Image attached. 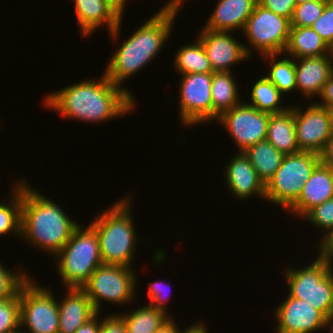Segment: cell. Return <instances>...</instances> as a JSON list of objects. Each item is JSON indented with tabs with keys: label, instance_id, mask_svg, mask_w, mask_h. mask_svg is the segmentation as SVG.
Instances as JSON below:
<instances>
[{
	"label": "cell",
	"instance_id": "6da1fadb",
	"mask_svg": "<svg viewBox=\"0 0 333 333\" xmlns=\"http://www.w3.org/2000/svg\"><path fill=\"white\" fill-rule=\"evenodd\" d=\"M131 93L114 85L103 73L99 80L85 79L51 92L44 98V105L63 117L94 124L132 111L136 102Z\"/></svg>",
	"mask_w": 333,
	"mask_h": 333
},
{
	"label": "cell",
	"instance_id": "7a4b0ae2",
	"mask_svg": "<svg viewBox=\"0 0 333 333\" xmlns=\"http://www.w3.org/2000/svg\"><path fill=\"white\" fill-rule=\"evenodd\" d=\"M49 197L22 182L21 237L55 257L79 226Z\"/></svg>",
	"mask_w": 333,
	"mask_h": 333
},
{
	"label": "cell",
	"instance_id": "3957f363",
	"mask_svg": "<svg viewBox=\"0 0 333 333\" xmlns=\"http://www.w3.org/2000/svg\"><path fill=\"white\" fill-rule=\"evenodd\" d=\"M178 13L158 11L124 41L110 58L106 77L121 87L129 77L142 70L159 53L171 36ZM164 44V45H163Z\"/></svg>",
	"mask_w": 333,
	"mask_h": 333
},
{
	"label": "cell",
	"instance_id": "277c9868",
	"mask_svg": "<svg viewBox=\"0 0 333 333\" xmlns=\"http://www.w3.org/2000/svg\"><path fill=\"white\" fill-rule=\"evenodd\" d=\"M130 200L129 196L121 198L90 223L98 237L103 264L132 267L138 236Z\"/></svg>",
	"mask_w": 333,
	"mask_h": 333
},
{
	"label": "cell",
	"instance_id": "5b68a950",
	"mask_svg": "<svg viewBox=\"0 0 333 333\" xmlns=\"http://www.w3.org/2000/svg\"><path fill=\"white\" fill-rule=\"evenodd\" d=\"M57 257V270L63 285L66 288H82L103 264L95 230L90 225L86 228L79 225Z\"/></svg>",
	"mask_w": 333,
	"mask_h": 333
},
{
	"label": "cell",
	"instance_id": "8992f818",
	"mask_svg": "<svg viewBox=\"0 0 333 333\" xmlns=\"http://www.w3.org/2000/svg\"><path fill=\"white\" fill-rule=\"evenodd\" d=\"M333 264L320 259L304 268L285 269L289 295L307 301L320 310L329 320L333 316Z\"/></svg>",
	"mask_w": 333,
	"mask_h": 333
},
{
	"label": "cell",
	"instance_id": "52a82bcc",
	"mask_svg": "<svg viewBox=\"0 0 333 333\" xmlns=\"http://www.w3.org/2000/svg\"><path fill=\"white\" fill-rule=\"evenodd\" d=\"M320 163V155L299 151L284 155L280 167L265 185V199L287 210L299 197L303 184Z\"/></svg>",
	"mask_w": 333,
	"mask_h": 333
},
{
	"label": "cell",
	"instance_id": "ba28073f",
	"mask_svg": "<svg viewBox=\"0 0 333 333\" xmlns=\"http://www.w3.org/2000/svg\"><path fill=\"white\" fill-rule=\"evenodd\" d=\"M136 283L137 276L132 267L102 264L92 273L82 289L99 313L102 306L101 300L114 305L132 302Z\"/></svg>",
	"mask_w": 333,
	"mask_h": 333
},
{
	"label": "cell",
	"instance_id": "9c48e42d",
	"mask_svg": "<svg viewBox=\"0 0 333 333\" xmlns=\"http://www.w3.org/2000/svg\"><path fill=\"white\" fill-rule=\"evenodd\" d=\"M48 287H42L29 277L20 288V328L26 333H58L59 308Z\"/></svg>",
	"mask_w": 333,
	"mask_h": 333
},
{
	"label": "cell",
	"instance_id": "30bf717a",
	"mask_svg": "<svg viewBox=\"0 0 333 333\" xmlns=\"http://www.w3.org/2000/svg\"><path fill=\"white\" fill-rule=\"evenodd\" d=\"M290 20L256 4L243 29L248 43L261 56L284 55L290 33Z\"/></svg>",
	"mask_w": 333,
	"mask_h": 333
},
{
	"label": "cell",
	"instance_id": "8fae6325",
	"mask_svg": "<svg viewBox=\"0 0 333 333\" xmlns=\"http://www.w3.org/2000/svg\"><path fill=\"white\" fill-rule=\"evenodd\" d=\"M181 76L178 87L181 124L191 127L213 120L212 73H187Z\"/></svg>",
	"mask_w": 333,
	"mask_h": 333
},
{
	"label": "cell",
	"instance_id": "7c38bea8",
	"mask_svg": "<svg viewBox=\"0 0 333 333\" xmlns=\"http://www.w3.org/2000/svg\"><path fill=\"white\" fill-rule=\"evenodd\" d=\"M270 114L259 111L245 102L223 112L217 119L230 133L240 152L265 140Z\"/></svg>",
	"mask_w": 333,
	"mask_h": 333
},
{
	"label": "cell",
	"instance_id": "4fadbf2b",
	"mask_svg": "<svg viewBox=\"0 0 333 333\" xmlns=\"http://www.w3.org/2000/svg\"><path fill=\"white\" fill-rule=\"evenodd\" d=\"M295 106L294 120L299 150L320 154L333 133L332 112L315 102L307 109Z\"/></svg>",
	"mask_w": 333,
	"mask_h": 333
},
{
	"label": "cell",
	"instance_id": "5bb4252c",
	"mask_svg": "<svg viewBox=\"0 0 333 333\" xmlns=\"http://www.w3.org/2000/svg\"><path fill=\"white\" fill-rule=\"evenodd\" d=\"M198 34L214 72L231 71L230 66L247 60L253 52L250 46L238 42L230 31L202 28Z\"/></svg>",
	"mask_w": 333,
	"mask_h": 333
},
{
	"label": "cell",
	"instance_id": "9a60e30c",
	"mask_svg": "<svg viewBox=\"0 0 333 333\" xmlns=\"http://www.w3.org/2000/svg\"><path fill=\"white\" fill-rule=\"evenodd\" d=\"M276 333H313L329 327L330 320L307 301L290 295L276 309Z\"/></svg>",
	"mask_w": 333,
	"mask_h": 333
},
{
	"label": "cell",
	"instance_id": "2e32d148",
	"mask_svg": "<svg viewBox=\"0 0 333 333\" xmlns=\"http://www.w3.org/2000/svg\"><path fill=\"white\" fill-rule=\"evenodd\" d=\"M81 36H89L106 24L111 38L118 39L122 17L105 0H73ZM113 36V37H112Z\"/></svg>",
	"mask_w": 333,
	"mask_h": 333
},
{
	"label": "cell",
	"instance_id": "e0dca14e",
	"mask_svg": "<svg viewBox=\"0 0 333 333\" xmlns=\"http://www.w3.org/2000/svg\"><path fill=\"white\" fill-rule=\"evenodd\" d=\"M226 165L224 174L228 189L235 197L246 200L251 196L265 200V184L244 152H237Z\"/></svg>",
	"mask_w": 333,
	"mask_h": 333
},
{
	"label": "cell",
	"instance_id": "ac0fdd59",
	"mask_svg": "<svg viewBox=\"0 0 333 333\" xmlns=\"http://www.w3.org/2000/svg\"><path fill=\"white\" fill-rule=\"evenodd\" d=\"M331 198H333V173L320 162L303 184L298 199L287 210L303 218L312 208Z\"/></svg>",
	"mask_w": 333,
	"mask_h": 333
},
{
	"label": "cell",
	"instance_id": "d6986e66",
	"mask_svg": "<svg viewBox=\"0 0 333 333\" xmlns=\"http://www.w3.org/2000/svg\"><path fill=\"white\" fill-rule=\"evenodd\" d=\"M332 54L295 59L296 90L308 99L321 94L332 75Z\"/></svg>",
	"mask_w": 333,
	"mask_h": 333
},
{
	"label": "cell",
	"instance_id": "ffe728a7",
	"mask_svg": "<svg viewBox=\"0 0 333 333\" xmlns=\"http://www.w3.org/2000/svg\"><path fill=\"white\" fill-rule=\"evenodd\" d=\"M67 289L64 299L57 300L59 308L58 333H75L79 327L98 313L82 288Z\"/></svg>",
	"mask_w": 333,
	"mask_h": 333
},
{
	"label": "cell",
	"instance_id": "44dd1931",
	"mask_svg": "<svg viewBox=\"0 0 333 333\" xmlns=\"http://www.w3.org/2000/svg\"><path fill=\"white\" fill-rule=\"evenodd\" d=\"M258 0H219L204 29L215 31H243Z\"/></svg>",
	"mask_w": 333,
	"mask_h": 333
},
{
	"label": "cell",
	"instance_id": "7402d4cb",
	"mask_svg": "<svg viewBox=\"0 0 333 333\" xmlns=\"http://www.w3.org/2000/svg\"><path fill=\"white\" fill-rule=\"evenodd\" d=\"M266 140L284 155L300 151L296 142L294 106L285 112L270 114Z\"/></svg>",
	"mask_w": 333,
	"mask_h": 333
},
{
	"label": "cell",
	"instance_id": "603a6c76",
	"mask_svg": "<svg viewBox=\"0 0 333 333\" xmlns=\"http://www.w3.org/2000/svg\"><path fill=\"white\" fill-rule=\"evenodd\" d=\"M332 49L311 27H290L289 40L284 51L288 57L299 59L331 55Z\"/></svg>",
	"mask_w": 333,
	"mask_h": 333
},
{
	"label": "cell",
	"instance_id": "cb8c5ba5",
	"mask_svg": "<svg viewBox=\"0 0 333 333\" xmlns=\"http://www.w3.org/2000/svg\"><path fill=\"white\" fill-rule=\"evenodd\" d=\"M232 72H213L211 96L213 103V120L225 111L231 110L242 102L239 90Z\"/></svg>",
	"mask_w": 333,
	"mask_h": 333
},
{
	"label": "cell",
	"instance_id": "d4e9b609",
	"mask_svg": "<svg viewBox=\"0 0 333 333\" xmlns=\"http://www.w3.org/2000/svg\"><path fill=\"white\" fill-rule=\"evenodd\" d=\"M244 154L255 168L258 176L266 185L280 167L284 154L266 139L247 148Z\"/></svg>",
	"mask_w": 333,
	"mask_h": 333
},
{
	"label": "cell",
	"instance_id": "484cf974",
	"mask_svg": "<svg viewBox=\"0 0 333 333\" xmlns=\"http://www.w3.org/2000/svg\"><path fill=\"white\" fill-rule=\"evenodd\" d=\"M126 326L127 333H155L171 317L150 305L135 308L133 312L118 315Z\"/></svg>",
	"mask_w": 333,
	"mask_h": 333
},
{
	"label": "cell",
	"instance_id": "4316f807",
	"mask_svg": "<svg viewBox=\"0 0 333 333\" xmlns=\"http://www.w3.org/2000/svg\"><path fill=\"white\" fill-rule=\"evenodd\" d=\"M251 103L248 105L255 107L259 111L269 114L282 113L290 107H282L280 100L284 96L279 89L266 77L261 76L253 85L251 90Z\"/></svg>",
	"mask_w": 333,
	"mask_h": 333
},
{
	"label": "cell",
	"instance_id": "83f0119b",
	"mask_svg": "<svg viewBox=\"0 0 333 333\" xmlns=\"http://www.w3.org/2000/svg\"><path fill=\"white\" fill-rule=\"evenodd\" d=\"M174 64L175 69L181 75L214 72L199 39L193 44L182 46L175 55Z\"/></svg>",
	"mask_w": 333,
	"mask_h": 333
},
{
	"label": "cell",
	"instance_id": "f1b7e54d",
	"mask_svg": "<svg viewBox=\"0 0 333 333\" xmlns=\"http://www.w3.org/2000/svg\"><path fill=\"white\" fill-rule=\"evenodd\" d=\"M270 61L269 73L265 76L279 89L284 95L293 90H296V74H295V59L289 58H277L280 55H264L262 58ZM277 57V58H276Z\"/></svg>",
	"mask_w": 333,
	"mask_h": 333
},
{
	"label": "cell",
	"instance_id": "f546056e",
	"mask_svg": "<svg viewBox=\"0 0 333 333\" xmlns=\"http://www.w3.org/2000/svg\"><path fill=\"white\" fill-rule=\"evenodd\" d=\"M14 187L11 200L4 204L0 202V236L6 233L21 235L22 181Z\"/></svg>",
	"mask_w": 333,
	"mask_h": 333
},
{
	"label": "cell",
	"instance_id": "4dcf8cb0",
	"mask_svg": "<svg viewBox=\"0 0 333 333\" xmlns=\"http://www.w3.org/2000/svg\"><path fill=\"white\" fill-rule=\"evenodd\" d=\"M20 330V290L0 301V333H17Z\"/></svg>",
	"mask_w": 333,
	"mask_h": 333
},
{
	"label": "cell",
	"instance_id": "1f68e13d",
	"mask_svg": "<svg viewBox=\"0 0 333 333\" xmlns=\"http://www.w3.org/2000/svg\"><path fill=\"white\" fill-rule=\"evenodd\" d=\"M328 0H311L296 5L292 18L291 27H311L322 15Z\"/></svg>",
	"mask_w": 333,
	"mask_h": 333
},
{
	"label": "cell",
	"instance_id": "d6a6232c",
	"mask_svg": "<svg viewBox=\"0 0 333 333\" xmlns=\"http://www.w3.org/2000/svg\"><path fill=\"white\" fill-rule=\"evenodd\" d=\"M29 277L25 271L14 273L0 262V301L15 296Z\"/></svg>",
	"mask_w": 333,
	"mask_h": 333
},
{
	"label": "cell",
	"instance_id": "836d02e7",
	"mask_svg": "<svg viewBox=\"0 0 333 333\" xmlns=\"http://www.w3.org/2000/svg\"><path fill=\"white\" fill-rule=\"evenodd\" d=\"M304 219L308 220L315 228L323 229L324 234L329 232L333 229V198L312 208L304 216Z\"/></svg>",
	"mask_w": 333,
	"mask_h": 333
},
{
	"label": "cell",
	"instance_id": "e575fe53",
	"mask_svg": "<svg viewBox=\"0 0 333 333\" xmlns=\"http://www.w3.org/2000/svg\"><path fill=\"white\" fill-rule=\"evenodd\" d=\"M311 28L333 50V0H328L322 15Z\"/></svg>",
	"mask_w": 333,
	"mask_h": 333
},
{
	"label": "cell",
	"instance_id": "d590c367",
	"mask_svg": "<svg viewBox=\"0 0 333 333\" xmlns=\"http://www.w3.org/2000/svg\"><path fill=\"white\" fill-rule=\"evenodd\" d=\"M163 283L164 282H159V281L149 283L148 298L150 299L151 302L148 305L167 313L166 310L168 308H166L165 299H168L169 297L166 296V294L164 293H167L166 289L168 288V285L165 286V283L164 284Z\"/></svg>",
	"mask_w": 333,
	"mask_h": 333
},
{
	"label": "cell",
	"instance_id": "8d00e7d4",
	"mask_svg": "<svg viewBox=\"0 0 333 333\" xmlns=\"http://www.w3.org/2000/svg\"><path fill=\"white\" fill-rule=\"evenodd\" d=\"M264 8L291 20L296 7L294 0H258Z\"/></svg>",
	"mask_w": 333,
	"mask_h": 333
},
{
	"label": "cell",
	"instance_id": "74e56055",
	"mask_svg": "<svg viewBox=\"0 0 333 333\" xmlns=\"http://www.w3.org/2000/svg\"><path fill=\"white\" fill-rule=\"evenodd\" d=\"M100 333H127V329L118 314H111L103 320L101 318Z\"/></svg>",
	"mask_w": 333,
	"mask_h": 333
},
{
	"label": "cell",
	"instance_id": "f35d334b",
	"mask_svg": "<svg viewBox=\"0 0 333 333\" xmlns=\"http://www.w3.org/2000/svg\"><path fill=\"white\" fill-rule=\"evenodd\" d=\"M318 244L319 248L317 251H319L318 257L322 260L327 261L329 264L333 263V229H331L329 232H327L323 238L321 239V242Z\"/></svg>",
	"mask_w": 333,
	"mask_h": 333
},
{
	"label": "cell",
	"instance_id": "ab89813d",
	"mask_svg": "<svg viewBox=\"0 0 333 333\" xmlns=\"http://www.w3.org/2000/svg\"><path fill=\"white\" fill-rule=\"evenodd\" d=\"M322 103H317L320 106L326 107L330 111L333 110V74L329 77L323 86L321 94L319 95Z\"/></svg>",
	"mask_w": 333,
	"mask_h": 333
},
{
	"label": "cell",
	"instance_id": "60d3db41",
	"mask_svg": "<svg viewBox=\"0 0 333 333\" xmlns=\"http://www.w3.org/2000/svg\"><path fill=\"white\" fill-rule=\"evenodd\" d=\"M319 155L320 162L333 173V133Z\"/></svg>",
	"mask_w": 333,
	"mask_h": 333
},
{
	"label": "cell",
	"instance_id": "b9f144b4",
	"mask_svg": "<svg viewBox=\"0 0 333 333\" xmlns=\"http://www.w3.org/2000/svg\"><path fill=\"white\" fill-rule=\"evenodd\" d=\"M99 314L101 313H97L91 320L79 327L75 333H100Z\"/></svg>",
	"mask_w": 333,
	"mask_h": 333
},
{
	"label": "cell",
	"instance_id": "7bdbcfd3",
	"mask_svg": "<svg viewBox=\"0 0 333 333\" xmlns=\"http://www.w3.org/2000/svg\"><path fill=\"white\" fill-rule=\"evenodd\" d=\"M171 317L164 325H162L155 333H178L180 329Z\"/></svg>",
	"mask_w": 333,
	"mask_h": 333
},
{
	"label": "cell",
	"instance_id": "ee69618b",
	"mask_svg": "<svg viewBox=\"0 0 333 333\" xmlns=\"http://www.w3.org/2000/svg\"><path fill=\"white\" fill-rule=\"evenodd\" d=\"M159 11L178 13L184 0H168Z\"/></svg>",
	"mask_w": 333,
	"mask_h": 333
},
{
	"label": "cell",
	"instance_id": "f6af8a7d",
	"mask_svg": "<svg viewBox=\"0 0 333 333\" xmlns=\"http://www.w3.org/2000/svg\"><path fill=\"white\" fill-rule=\"evenodd\" d=\"M178 333H208L207 328L201 321H198L194 325L192 324L187 329L179 330Z\"/></svg>",
	"mask_w": 333,
	"mask_h": 333
},
{
	"label": "cell",
	"instance_id": "bcb514c9",
	"mask_svg": "<svg viewBox=\"0 0 333 333\" xmlns=\"http://www.w3.org/2000/svg\"><path fill=\"white\" fill-rule=\"evenodd\" d=\"M121 17L127 0H105Z\"/></svg>",
	"mask_w": 333,
	"mask_h": 333
},
{
	"label": "cell",
	"instance_id": "7dc6e473",
	"mask_svg": "<svg viewBox=\"0 0 333 333\" xmlns=\"http://www.w3.org/2000/svg\"><path fill=\"white\" fill-rule=\"evenodd\" d=\"M294 1H295L296 5H299V4H302V3H305V2L311 1V0H294Z\"/></svg>",
	"mask_w": 333,
	"mask_h": 333
},
{
	"label": "cell",
	"instance_id": "c3c4849f",
	"mask_svg": "<svg viewBox=\"0 0 333 333\" xmlns=\"http://www.w3.org/2000/svg\"><path fill=\"white\" fill-rule=\"evenodd\" d=\"M329 326H330V328H332V329H331V333H333V316H332V318L330 319Z\"/></svg>",
	"mask_w": 333,
	"mask_h": 333
},
{
	"label": "cell",
	"instance_id": "681fc988",
	"mask_svg": "<svg viewBox=\"0 0 333 333\" xmlns=\"http://www.w3.org/2000/svg\"><path fill=\"white\" fill-rule=\"evenodd\" d=\"M22 329H20L17 333H26V331H21Z\"/></svg>",
	"mask_w": 333,
	"mask_h": 333
},
{
	"label": "cell",
	"instance_id": "f907efd6",
	"mask_svg": "<svg viewBox=\"0 0 333 333\" xmlns=\"http://www.w3.org/2000/svg\"><path fill=\"white\" fill-rule=\"evenodd\" d=\"M332 60H333V51H332ZM332 74H333V64H332Z\"/></svg>",
	"mask_w": 333,
	"mask_h": 333
},
{
	"label": "cell",
	"instance_id": "816d5d0a",
	"mask_svg": "<svg viewBox=\"0 0 333 333\" xmlns=\"http://www.w3.org/2000/svg\"><path fill=\"white\" fill-rule=\"evenodd\" d=\"M331 112H332V126H333V110Z\"/></svg>",
	"mask_w": 333,
	"mask_h": 333
}]
</instances>
